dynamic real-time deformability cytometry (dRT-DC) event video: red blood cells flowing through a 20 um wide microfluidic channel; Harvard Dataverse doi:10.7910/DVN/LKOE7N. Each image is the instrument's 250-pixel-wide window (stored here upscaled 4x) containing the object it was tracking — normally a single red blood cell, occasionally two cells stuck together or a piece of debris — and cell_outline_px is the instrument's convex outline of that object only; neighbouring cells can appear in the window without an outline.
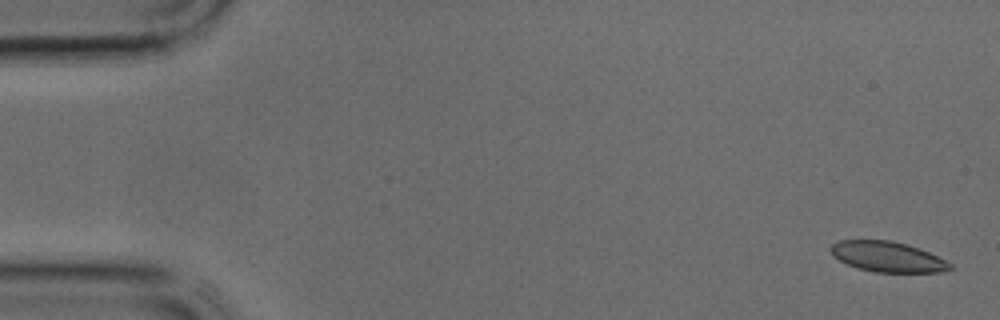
{"species": "common noctule bat (a hibernating species)", "species_latin": "Nyctalus noctula", "temperature_condition": "cold", "stored_images_in_passage": 39, "camera_frame_rate_fps": 3000, "um_per_image_px": 0.085, "animal": {"sex": "male", "body_mass_g": 17.9, "forearm_length_mm": 54.2}, "frame": {"image": 1, "passage_image": 1, "time_ms": 0.0, "image_size_px": [1000, 320], "cell_outline_px": [[952, 268], [940, 272], [876, 272], [860, 268], [848, 264], [832, 256], [828, 248], [832, 244], [840, 240], [892, 240], [920, 248], [952, 264]], "centroid_in_image_um": [75.41, 21.81], "position_along_channel_um": 9.6, "area_um2": 20.98}}
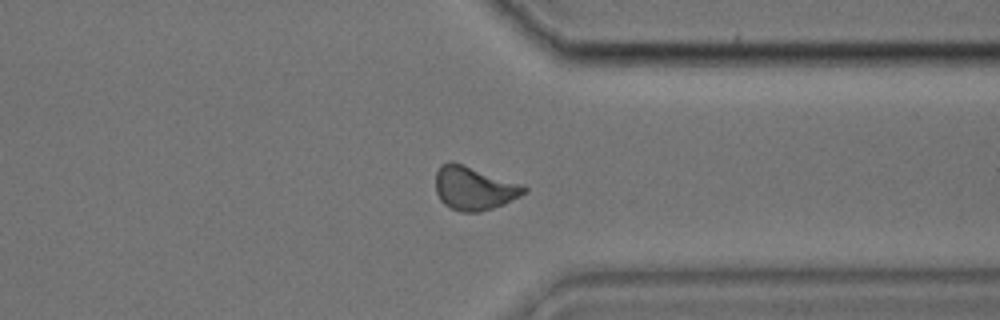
{"frame": {"image": 2, "passage_image": 29, "time_ms": 9.333, "image_size_px": [1000, 320], "cell_outline_px": [[528, 192], [504, 204], [480, 212], [460, 212], [444, 204], [440, 200], [436, 192], [436, 172], [440, 164], [452, 160], [524, 184], [528, 188]], "centroid_in_image_um": [40.31, 15.98], "position_along_channel_um": 371.1, "area_um2": 22.83}}
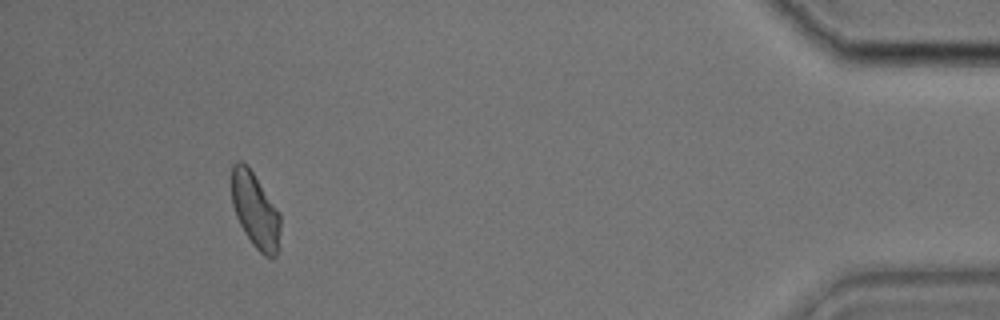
{"frame": {"image": 3, "passage_image": 35, "time_ms": 11.333, "image_size_px": [1000, 320], "cell_outline_px": [[280, 228], [276, 256], [264, 256], [252, 244], [244, 232], [236, 216], [232, 204], [228, 180], [232, 164], [236, 160], [240, 160], [252, 172], [280, 212]], "centroid_in_image_um": [21.63, 17.81], "position_along_channel_um": 413.6, "area_um2": 21.68}}